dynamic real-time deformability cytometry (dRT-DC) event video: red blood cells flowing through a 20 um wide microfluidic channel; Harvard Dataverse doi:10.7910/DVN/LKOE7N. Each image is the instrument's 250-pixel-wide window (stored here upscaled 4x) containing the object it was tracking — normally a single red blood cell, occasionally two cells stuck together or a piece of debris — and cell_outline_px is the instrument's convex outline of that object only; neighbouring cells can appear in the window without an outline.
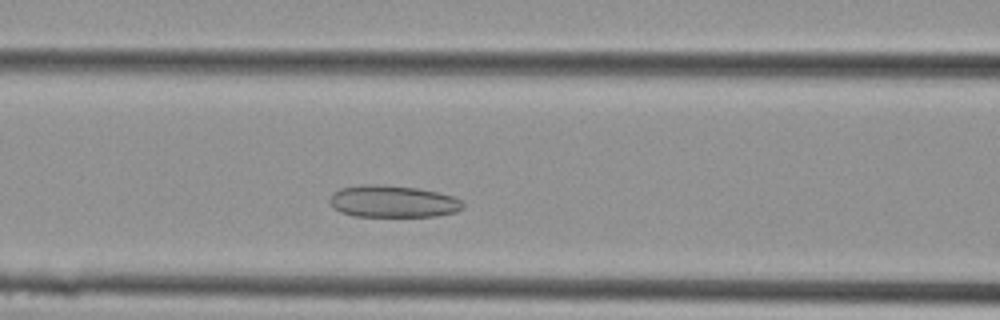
{"species": "Egyptian fruit bat (a non-hibernating species)", "species_latin": "Rousettus aegyptiacus", "temperature_condition": "cold", "stored_images_in_passage": 8, "camera_frame_rate_fps": 3000, "um_per_image_px": 0.085, "animal": {"sex": "female"}, "frame": {"image": 1, "passage_image": 6, "time_ms": 1.667, "image_size_px": [1000, 320], "cell_outline_px": [[464, 208], [456, 212], [436, 216], [356, 216], [340, 212], [328, 200], [332, 192], [340, 188], [416, 188], [436, 192], [452, 196], [460, 200], [464, 204]], "centroid_in_image_um": [33.46, 17.19], "position_along_channel_um": 133.1, "area_um2": 23.47}}
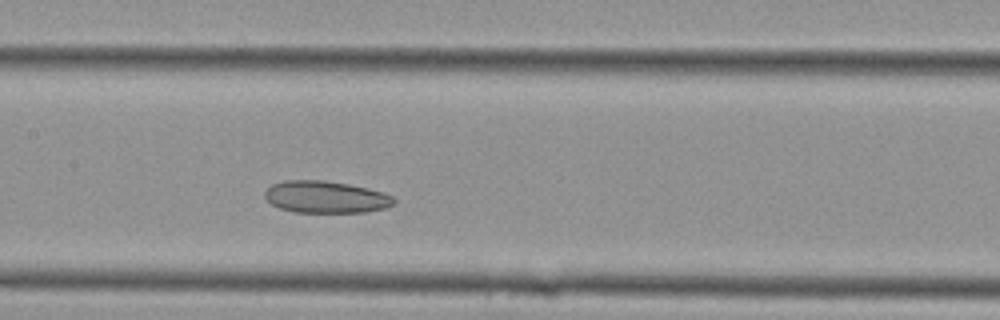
{"frame": {"image": 2, "passage_image": 8, "time_ms": 2.333, "image_size_px": [1000, 320], "cell_outline_px": [[396, 200], [392, 204], [384, 208], [364, 212], [292, 212], [280, 208], [272, 204], [264, 196], [264, 192], [272, 184], [284, 180], [324, 180], [348, 184], [384, 192], [392, 196]], "centroid_in_image_um": [27.66, 16.74], "position_along_channel_um": 179.7, "area_um2": 23.99}}